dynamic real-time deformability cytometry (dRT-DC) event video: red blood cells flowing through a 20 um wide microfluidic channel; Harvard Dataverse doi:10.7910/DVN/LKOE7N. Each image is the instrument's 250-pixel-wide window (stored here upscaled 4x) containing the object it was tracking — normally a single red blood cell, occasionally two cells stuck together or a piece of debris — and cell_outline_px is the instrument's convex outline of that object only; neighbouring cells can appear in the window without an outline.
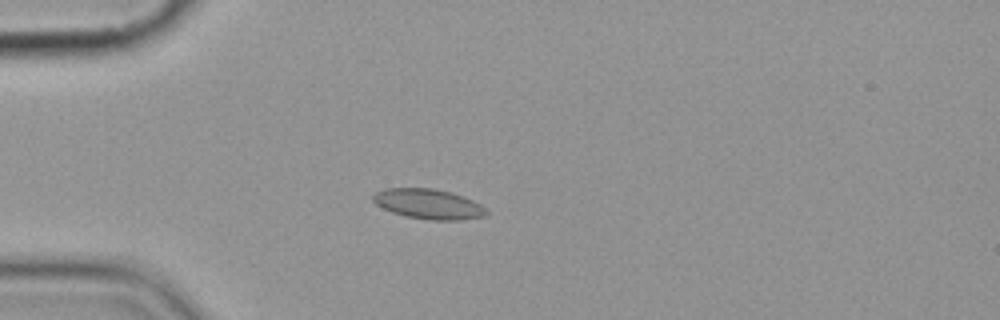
{"species": "common noctule bat (a hibernating species)", "species_latin": "Nyctalus noctula", "temperature_condition": "cold", "stored_images_in_passage": 10, "camera_frame_rate_fps": 3000, "um_per_image_px": 0.085, "animal": {"sex": "female", "body_mass_g": 19.9}, "frame": {"image": 1, "passage_image": 4, "time_ms": 3.667, "image_size_px": [1000, 320], "cell_outline_px": [[488, 212], [484, 216], [460, 220], [428, 220], [404, 216], [392, 212], [376, 204], [372, 200], [372, 196], [376, 192], [384, 188], [432, 188], [452, 192], [472, 200], [480, 204]], "centroid_in_image_um": [36.4, 17.34], "position_along_channel_um": 48.6, "area_um2": 19.83}}
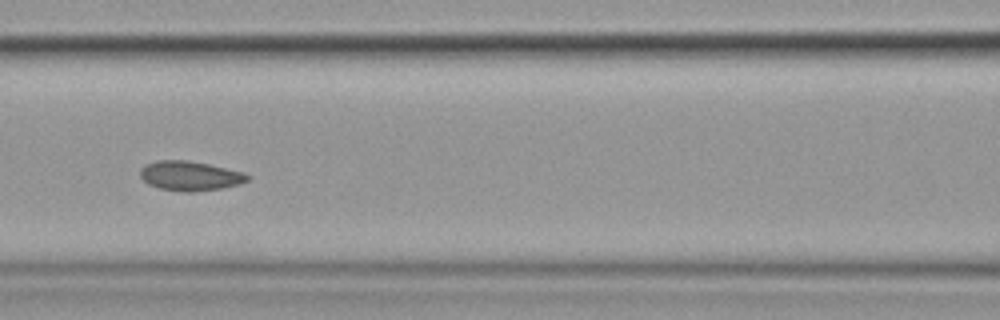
{"frame": {"image": 2, "passage_image": 7, "time_ms": 7.0, "image_size_px": [1000, 320], "cell_outline_px": [[252, 176], [248, 180], [240, 184], [224, 188], [192, 192], [184, 192], [160, 188], [148, 184], [140, 176], [140, 168], [144, 164], [156, 160], [188, 160], [208, 164], [244, 172]], "centroid_in_image_um": [16.16, 14.94], "position_along_channel_um": 150.4, "area_um2": 18.67}}
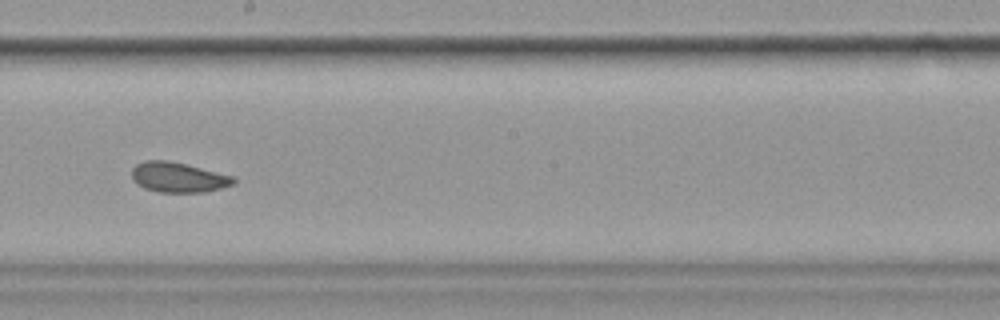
{"frame": {"image": 3, "passage_image": 9, "time_ms": 9.333, "image_size_px": [1000, 320], "cell_outline_px": [[236, 184], [204, 192], [156, 192], [144, 188], [136, 184], [132, 180], [132, 168], [136, 164], [144, 160], [168, 160], [236, 176]], "centroid_in_image_um": [15.15, 15.07], "position_along_channel_um": 233.0, "area_um2": 18.09}}